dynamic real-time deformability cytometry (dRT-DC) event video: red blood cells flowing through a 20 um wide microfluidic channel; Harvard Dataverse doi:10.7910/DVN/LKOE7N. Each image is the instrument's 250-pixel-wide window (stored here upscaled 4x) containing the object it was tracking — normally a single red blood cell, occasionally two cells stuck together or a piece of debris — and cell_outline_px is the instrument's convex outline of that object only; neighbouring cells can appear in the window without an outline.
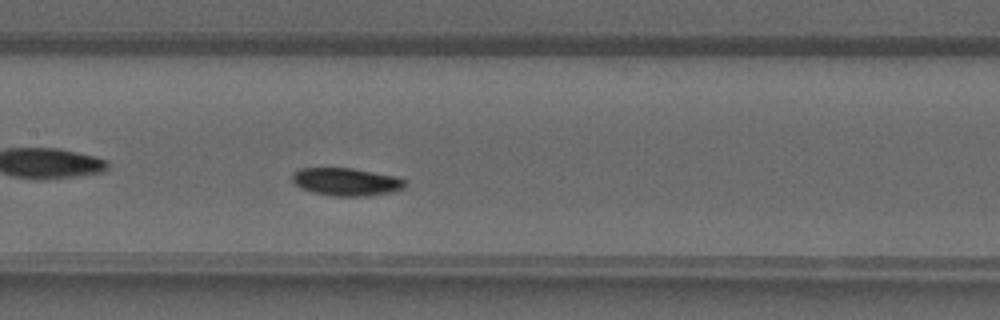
{"species": "common noctule bat (a hibernating species)", "species_latin": "Nyctalus noctula", "temperature_condition": "warm", "stored_images_in_passage": 42, "camera_frame_rate_fps": 3000, "um_per_image_px": 0.085, "animal": {"sex": "male", "forearm_length_mm": 52.5}, "frame": {"image": 1, "passage_image": 21, "time_ms": 6.667, "image_size_px": [1000, 320], "cell_outline_px": [[408, 180], [404, 188], [396, 192], [368, 196], [332, 196], [312, 192], [300, 188], [292, 180], [292, 172], [300, 168], [352, 168], [396, 176]], "centroid_in_image_um": [29.47, 15.46], "position_along_channel_um": 177.9, "area_um2": 18.61}}
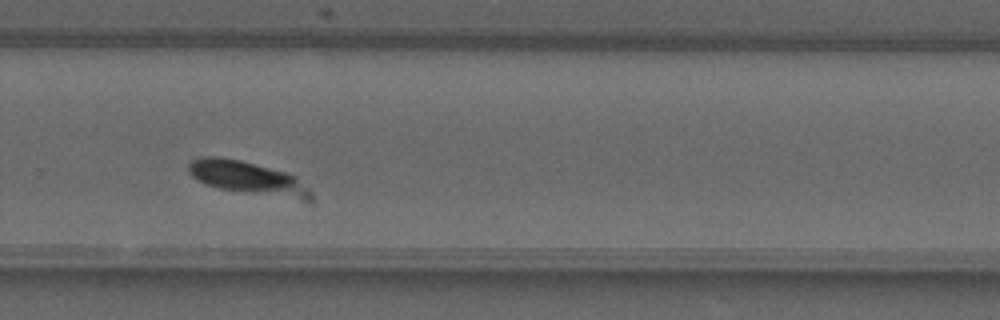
{"frame": {"image": 2, "passage_image": 29, "time_ms": 9.333, "image_size_px": [1000, 320], "cell_outline_px": [[296, 184], [292, 188], [220, 188], [204, 184], [196, 180], [188, 172], [188, 164], [192, 160], [200, 156], [220, 156], [240, 160], [284, 172], [296, 176]], "centroid_in_image_um": [20.19, 14.79], "position_along_channel_um": 309.6, "area_um2": 18.32}}
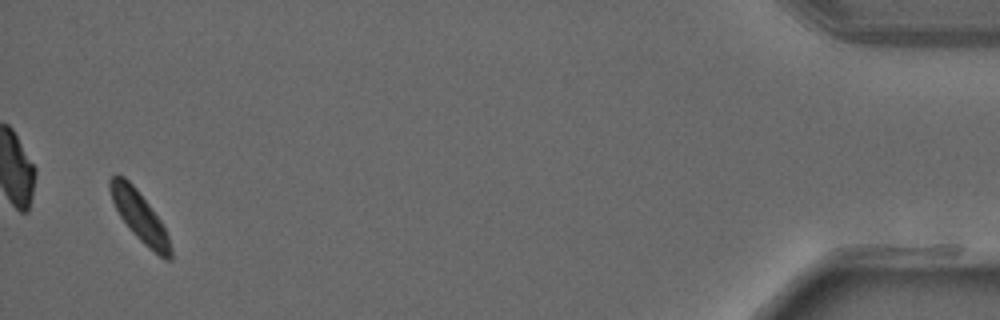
{"frame": {"image": 3, "passage_image": 41, "time_ms": 13.333, "image_size_px": [1000, 320], "cell_outline_px": [[172, 260], [164, 260], [144, 244], [128, 228], [120, 216], [112, 200], [108, 188], [108, 180], [116, 172], [124, 176], [136, 188], [160, 220], [168, 236], [172, 248]], "centroid_in_image_um": [11.85, 18.38], "position_along_channel_um": 423.4, "area_um2": 17.63}}